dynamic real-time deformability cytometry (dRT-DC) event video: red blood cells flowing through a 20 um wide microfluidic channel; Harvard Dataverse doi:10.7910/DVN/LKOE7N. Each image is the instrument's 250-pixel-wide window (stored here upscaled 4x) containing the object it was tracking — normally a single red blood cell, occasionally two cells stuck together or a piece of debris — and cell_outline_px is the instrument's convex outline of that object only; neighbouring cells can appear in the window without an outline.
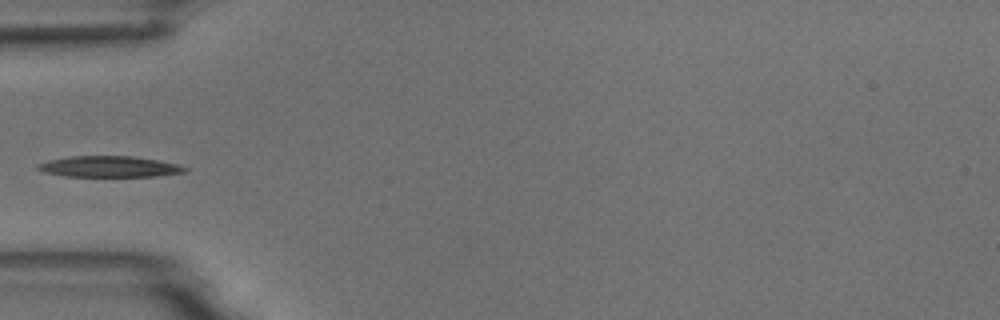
{"species": "common noctule bat (a hibernating species)", "species_latin": "Nyctalus noctula", "temperature_condition": "room temperature", "stored_images_in_passage": 5, "camera_frame_rate_fps": 3000, "um_per_image_px": 0.085, "animal": {"sex": "male", "body_mass_g": 18.8}, "frame": {"image": 1, "passage_image": 5, "time_ms": 5.333, "image_size_px": [1000, 320], "cell_outline_px": [[188, 172], [156, 176], [64, 176], [44, 172], [36, 168], [36, 164], [48, 160], [68, 156], [132, 156], [160, 160], [180, 164], [188, 168]], "centroid_in_image_um": [9.32, 14.15], "position_along_channel_um": 75.7, "area_um2": 18.21}}